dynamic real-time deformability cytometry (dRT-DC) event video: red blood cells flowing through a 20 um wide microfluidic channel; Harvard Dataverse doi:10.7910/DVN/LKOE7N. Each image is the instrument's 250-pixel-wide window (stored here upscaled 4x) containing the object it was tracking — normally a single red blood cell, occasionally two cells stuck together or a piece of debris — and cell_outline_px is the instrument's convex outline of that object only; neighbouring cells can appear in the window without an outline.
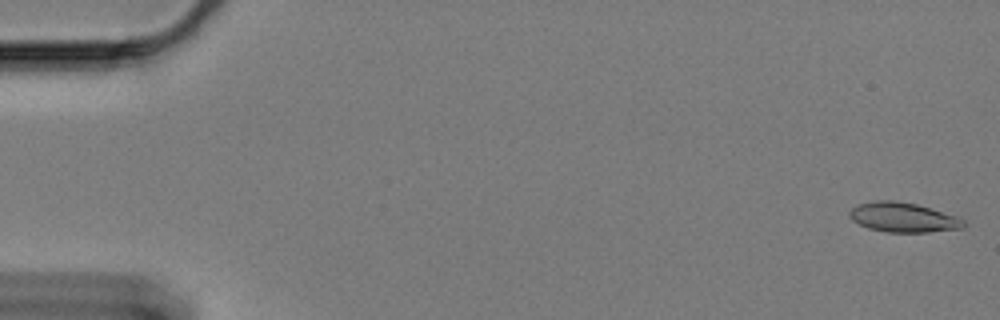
{"species": "Egyptian fruit bat (a non-hibernating species)", "species_latin": "Rousettus aegyptiacus", "temperature_condition": "cold", "stored_images_in_passage": 13, "camera_frame_rate_fps": 3000, "um_per_image_px": 0.085, "animal": {"sex": "female"}, "frame": {"image": 1, "passage_image": 1, "time_ms": 0.0, "image_size_px": [1000, 320], "cell_outline_px": [[968, 224], [964, 228], [928, 232], [888, 232], [868, 228], [852, 220], [848, 216], [848, 212], [852, 208], [860, 204], [876, 200], [892, 200], [916, 204], [956, 216], [964, 220]], "centroid_in_image_um": [76.78, 18.48], "position_along_channel_um": 8.2, "area_um2": 19.65}}